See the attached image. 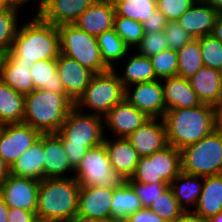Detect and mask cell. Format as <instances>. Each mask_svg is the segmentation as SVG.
<instances>
[{"instance_id":"obj_1","label":"cell","mask_w":222,"mask_h":222,"mask_svg":"<svg viewBox=\"0 0 222 222\" xmlns=\"http://www.w3.org/2000/svg\"><path fill=\"white\" fill-rule=\"evenodd\" d=\"M163 121L168 144L181 150L218 128V108L202 103L197 107L170 109L165 112Z\"/></svg>"},{"instance_id":"obj_2","label":"cell","mask_w":222,"mask_h":222,"mask_svg":"<svg viewBox=\"0 0 222 222\" xmlns=\"http://www.w3.org/2000/svg\"><path fill=\"white\" fill-rule=\"evenodd\" d=\"M22 25L7 54L14 63L34 64L39 60L58 58L60 43L57 26L42 21L37 15Z\"/></svg>"},{"instance_id":"obj_3","label":"cell","mask_w":222,"mask_h":222,"mask_svg":"<svg viewBox=\"0 0 222 222\" xmlns=\"http://www.w3.org/2000/svg\"><path fill=\"white\" fill-rule=\"evenodd\" d=\"M103 117L84 113L75 106L69 111L58 133L71 166L75 169L88 149L104 143Z\"/></svg>"},{"instance_id":"obj_4","label":"cell","mask_w":222,"mask_h":222,"mask_svg":"<svg viewBox=\"0 0 222 222\" xmlns=\"http://www.w3.org/2000/svg\"><path fill=\"white\" fill-rule=\"evenodd\" d=\"M80 186L74 177L40 181L36 217L51 222H73L77 217Z\"/></svg>"},{"instance_id":"obj_5","label":"cell","mask_w":222,"mask_h":222,"mask_svg":"<svg viewBox=\"0 0 222 222\" xmlns=\"http://www.w3.org/2000/svg\"><path fill=\"white\" fill-rule=\"evenodd\" d=\"M74 103L65 95L33 90L25 95L23 122L41 134L58 133Z\"/></svg>"},{"instance_id":"obj_6","label":"cell","mask_w":222,"mask_h":222,"mask_svg":"<svg viewBox=\"0 0 222 222\" xmlns=\"http://www.w3.org/2000/svg\"><path fill=\"white\" fill-rule=\"evenodd\" d=\"M181 171L196 176L222 174V132L217 128L197 143L180 150Z\"/></svg>"},{"instance_id":"obj_7","label":"cell","mask_w":222,"mask_h":222,"mask_svg":"<svg viewBox=\"0 0 222 222\" xmlns=\"http://www.w3.org/2000/svg\"><path fill=\"white\" fill-rule=\"evenodd\" d=\"M57 29L62 55L76 60L94 74L109 70L102 61L95 36L77 28L74 24L60 25Z\"/></svg>"},{"instance_id":"obj_8","label":"cell","mask_w":222,"mask_h":222,"mask_svg":"<svg viewBox=\"0 0 222 222\" xmlns=\"http://www.w3.org/2000/svg\"><path fill=\"white\" fill-rule=\"evenodd\" d=\"M124 97L125 89L114 67L108 71L94 74L74 106L78 110H83V107L90 108L91 111H95V115L104 117Z\"/></svg>"},{"instance_id":"obj_9","label":"cell","mask_w":222,"mask_h":222,"mask_svg":"<svg viewBox=\"0 0 222 222\" xmlns=\"http://www.w3.org/2000/svg\"><path fill=\"white\" fill-rule=\"evenodd\" d=\"M74 174L80 187L104 186L115 189L125 182L111 167L104 143L87 150L74 169Z\"/></svg>"},{"instance_id":"obj_10","label":"cell","mask_w":222,"mask_h":222,"mask_svg":"<svg viewBox=\"0 0 222 222\" xmlns=\"http://www.w3.org/2000/svg\"><path fill=\"white\" fill-rule=\"evenodd\" d=\"M41 133L22 123L4 124L0 128V156L11 167L18 157L30 148Z\"/></svg>"},{"instance_id":"obj_11","label":"cell","mask_w":222,"mask_h":222,"mask_svg":"<svg viewBox=\"0 0 222 222\" xmlns=\"http://www.w3.org/2000/svg\"><path fill=\"white\" fill-rule=\"evenodd\" d=\"M124 99L136 109L145 113L149 118L163 119L165 115L166 107L161 80L136 83L128 86L125 88Z\"/></svg>"},{"instance_id":"obj_12","label":"cell","mask_w":222,"mask_h":222,"mask_svg":"<svg viewBox=\"0 0 222 222\" xmlns=\"http://www.w3.org/2000/svg\"><path fill=\"white\" fill-rule=\"evenodd\" d=\"M40 181L10 174L0 185V197L12 208H21L36 214Z\"/></svg>"},{"instance_id":"obj_13","label":"cell","mask_w":222,"mask_h":222,"mask_svg":"<svg viewBox=\"0 0 222 222\" xmlns=\"http://www.w3.org/2000/svg\"><path fill=\"white\" fill-rule=\"evenodd\" d=\"M113 193L104 186L80 187L76 218L111 220Z\"/></svg>"},{"instance_id":"obj_14","label":"cell","mask_w":222,"mask_h":222,"mask_svg":"<svg viewBox=\"0 0 222 222\" xmlns=\"http://www.w3.org/2000/svg\"><path fill=\"white\" fill-rule=\"evenodd\" d=\"M160 121V122H158ZM126 139L136 150L139 157L150 156L168 145L166 126L163 119L150 118Z\"/></svg>"},{"instance_id":"obj_15","label":"cell","mask_w":222,"mask_h":222,"mask_svg":"<svg viewBox=\"0 0 222 222\" xmlns=\"http://www.w3.org/2000/svg\"><path fill=\"white\" fill-rule=\"evenodd\" d=\"M56 62L65 95L75 103L90 83L94 73L80 65L76 60L61 53Z\"/></svg>"},{"instance_id":"obj_16","label":"cell","mask_w":222,"mask_h":222,"mask_svg":"<svg viewBox=\"0 0 222 222\" xmlns=\"http://www.w3.org/2000/svg\"><path fill=\"white\" fill-rule=\"evenodd\" d=\"M115 15L116 9L113 0H95L73 24L97 37L114 28Z\"/></svg>"},{"instance_id":"obj_17","label":"cell","mask_w":222,"mask_h":222,"mask_svg":"<svg viewBox=\"0 0 222 222\" xmlns=\"http://www.w3.org/2000/svg\"><path fill=\"white\" fill-rule=\"evenodd\" d=\"M150 118L136 109L126 99L116 104L104 116V124L114 131L116 137H127Z\"/></svg>"},{"instance_id":"obj_18","label":"cell","mask_w":222,"mask_h":222,"mask_svg":"<svg viewBox=\"0 0 222 222\" xmlns=\"http://www.w3.org/2000/svg\"><path fill=\"white\" fill-rule=\"evenodd\" d=\"M95 0H44L37 16L44 22L60 26L73 24Z\"/></svg>"},{"instance_id":"obj_19","label":"cell","mask_w":222,"mask_h":222,"mask_svg":"<svg viewBox=\"0 0 222 222\" xmlns=\"http://www.w3.org/2000/svg\"><path fill=\"white\" fill-rule=\"evenodd\" d=\"M43 165L44 178H65L66 173L74 174L63 142L55 133L43 134Z\"/></svg>"},{"instance_id":"obj_20","label":"cell","mask_w":222,"mask_h":222,"mask_svg":"<svg viewBox=\"0 0 222 222\" xmlns=\"http://www.w3.org/2000/svg\"><path fill=\"white\" fill-rule=\"evenodd\" d=\"M219 13L205 1H196L177 20L180 26L194 39L211 35Z\"/></svg>"},{"instance_id":"obj_21","label":"cell","mask_w":222,"mask_h":222,"mask_svg":"<svg viewBox=\"0 0 222 222\" xmlns=\"http://www.w3.org/2000/svg\"><path fill=\"white\" fill-rule=\"evenodd\" d=\"M114 141V142H113ZM106 151L111 167L127 181L136 169L139 155L126 139V137H116L115 140H104Z\"/></svg>"},{"instance_id":"obj_22","label":"cell","mask_w":222,"mask_h":222,"mask_svg":"<svg viewBox=\"0 0 222 222\" xmlns=\"http://www.w3.org/2000/svg\"><path fill=\"white\" fill-rule=\"evenodd\" d=\"M193 91L201 103L217 108L222 105V80L220 71L203 66L194 76L189 78Z\"/></svg>"},{"instance_id":"obj_23","label":"cell","mask_w":222,"mask_h":222,"mask_svg":"<svg viewBox=\"0 0 222 222\" xmlns=\"http://www.w3.org/2000/svg\"><path fill=\"white\" fill-rule=\"evenodd\" d=\"M162 82H164L162 85L166 111L197 107L202 104L193 91L189 79L177 75L162 79Z\"/></svg>"},{"instance_id":"obj_24","label":"cell","mask_w":222,"mask_h":222,"mask_svg":"<svg viewBox=\"0 0 222 222\" xmlns=\"http://www.w3.org/2000/svg\"><path fill=\"white\" fill-rule=\"evenodd\" d=\"M10 174L39 181L44 179L43 134L11 165Z\"/></svg>"},{"instance_id":"obj_25","label":"cell","mask_w":222,"mask_h":222,"mask_svg":"<svg viewBox=\"0 0 222 222\" xmlns=\"http://www.w3.org/2000/svg\"><path fill=\"white\" fill-rule=\"evenodd\" d=\"M203 188L194 213L209 219L222 212V174L203 177Z\"/></svg>"},{"instance_id":"obj_26","label":"cell","mask_w":222,"mask_h":222,"mask_svg":"<svg viewBox=\"0 0 222 222\" xmlns=\"http://www.w3.org/2000/svg\"><path fill=\"white\" fill-rule=\"evenodd\" d=\"M203 176H196L181 171L174 179L169 187L173 190L174 196L184 211L194 210L203 188ZM188 208H187V207Z\"/></svg>"},{"instance_id":"obj_27","label":"cell","mask_w":222,"mask_h":222,"mask_svg":"<svg viewBox=\"0 0 222 222\" xmlns=\"http://www.w3.org/2000/svg\"><path fill=\"white\" fill-rule=\"evenodd\" d=\"M33 82V90L44 89L58 94H65L59 74L56 59L39 60L29 71Z\"/></svg>"},{"instance_id":"obj_28","label":"cell","mask_w":222,"mask_h":222,"mask_svg":"<svg viewBox=\"0 0 222 222\" xmlns=\"http://www.w3.org/2000/svg\"><path fill=\"white\" fill-rule=\"evenodd\" d=\"M141 208H143L141 200L127 181L114 189L111 202L112 221L124 222L130 214L135 213Z\"/></svg>"},{"instance_id":"obj_29","label":"cell","mask_w":222,"mask_h":222,"mask_svg":"<svg viewBox=\"0 0 222 222\" xmlns=\"http://www.w3.org/2000/svg\"><path fill=\"white\" fill-rule=\"evenodd\" d=\"M24 108L25 95L0 80V125L22 123Z\"/></svg>"},{"instance_id":"obj_30","label":"cell","mask_w":222,"mask_h":222,"mask_svg":"<svg viewBox=\"0 0 222 222\" xmlns=\"http://www.w3.org/2000/svg\"><path fill=\"white\" fill-rule=\"evenodd\" d=\"M126 57L128 62L125 63L123 74L118 76L124 89L136 83L158 80L150 57H145L137 52L135 55Z\"/></svg>"},{"instance_id":"obj_31","label":"cell","mask_w":222,"mask_h":222,"mask_svg":"<svg viewBox=\"0 0 222 222\" xmlns=\"http://www.w3.org/2000/svg\"><path fill=\"white\" fill-rule=\"evenodd\" d=\"M33 64L14 63L8 56L5 59L0 80L20 94L33 91V82L29 73Z\"/></svg>"},{"instance_id":"obj_32","label":"cell","mask_w":222,"mask_h":222,"mask_svg":"<svg viewBox=\"0 0 222 222\" xmlns=\"http://www.w3.org/2000/svg\"><path fill=\"white\" fill-rule=\"evenodd\" d=\"M96 38L102 61L109 69L114 68V63L123 60V58L125 60L127 54L130 53L131 49L114 29L103 32Z\"/></svg>"},{"instance_id":"obj_33","label":"cell","mask_w":222,"mask_h":222,"mask_svg":"<svg viewBox=\"0 0 222 222\" xmlns=\"http://www.w3.org/2000/svg\"><path fill=\"white\" fill-rule=\"evenodd\" d=\"M178 55V76L186 79L194 76L203 66L199 38L192 39L177 51Z\"/></svg>"},{"instance_id":"obj_34","label":"cell","mask_w":222,"mask_h":222,"mask_svg":"<svg viewBox=\"0 0 222 222\" xmlns=\"http://www.w3.org/2000/svg\"><path fill=\"white\" fill-rule=\"evenodd\" d=\"M156 168L157 179H163L170 185L181 172L180 150L168 144L162 150L156 151Z\"/></svg>"},{"instance_id":"obj_35","label":"cell","mask_w":222,"mask_h":222,"mask_svg":"<svg viewBox=\"0 0 222 222\" xmlns=\"http://www.w3.org/2000/svg\"><path fill=\"white\" fill-rule=\"evenodd\" d=\"M116 15L144 22L157 10L156 0H113Z\"/></svg>"},{"instance_id":"obj_36","label":"cell","mask_w":222,"mask_h":222,"mask_svg":"<svg viewBox=\"0 0 222 222\" xmlns=\"http://www.w3.org/2000/svg\"><path fill=\"white\" fill-rule=\"evenodd\" d=\"M18 8L7 6L0 9V49L9 51L18 31Z\"/></svg>"},{"instance_id":"obj_37","label":"cell","mask_w":222,"mask_h":222,"mask_svg":"<svg viewBox=\"0 0 222 222\" xmlns=\"http://www.w3.org/2000/svg\"><path fill=\"white\" fill-rule=\"evenodd\" d=\"M166 222H173L185 212L177 202L173 190L168 187L149 207Z\"/></svg>"},{"instance_id":"obj_38","label":"cell","mask_w":222,"mask_h":222,"mask_svg":"<svg viewBox=\"0 0 222 222\" xmlns=\"http://www.w3.org/2000/svg\"><path fill=\"white\" fill-rule=\"evenodd\" d=\"M113 29L130 49L136 47L144 35L142 23L123 16L115 15Z\"/></svg>"},{"instance_id":"obj_39","label":"cell","mask_w":222,"mask_h":222,"mask_svg":"<svg viewBox=\"0 0 222 222\" xmlns=\"http://www.w3.org/2000/svg\"><path fill=\"white\" fill-rule=\"evenodd\" d=\"M158 80L178 75V55L176 50L166 49L150 57Z\"/></svg>"},{"instance_id":"obj_40","label":"cell","mask_w":222,"mask_h":222,"mask_svg":"<svg viewBox=\"0 0 222 222\" xmlns=\"http://www.w3.org/2000/svg\"><path fill=\"white\" fill-rule=\"evenodd\" d=\"M204 66L220 71L222 68V44L212 35L199 38Z\"/></svg>"},{"instance_id":"obj_41","label":"cell","mask_w":222,"mask_h":222,"mask_svg":"<svg viewBox=\"0 0 222 222\" xmlns=\"http://www.w3.org/2000/svg\"><path fill=\"white\" fill-rule=\"evenodd\" d=\"M127 182L143 184L165 183L163 179H157L156 152L150 156L139 158L135 172Z\"/></svg>"},{"instance_id":"obj_42","label":"cell","mask_w":222,"mask_h":222,"mask_svg":"<svg viewBox=\"0 0 222 222\" xmlns=\"http://www.w3.org/2000/svg\"><path fill=\"white\" fill-rule=\"evenodd\" d=\"M137 53L151 57L168 49L164 31L144 33L142 40L136 46Z\"/></svg>"},{"instance_id":"obj_43","label":"cell","mask_w":222,"mask_h":222,"mask_svg":"<svg viewBox=\"0 0 222 222\" xmlns=\"http://www.w3.org/2000/svg\"><path fill=\"white\" fill-rule=\"evenodd\" d=\"M141 200L143 207H150L159 195H161L169 185L166 183L143 184L138 182H128Z\"/></svg>"},{"instance_id":"obj_44","label":"cell","mask_w":222,"mask_h":222,"mask_svg":"<svg viewBox=\"0 0 222 222\" xmlns=\"http://www.w3.org/2000/svg\"><path fill=\"white\" fill-rule=\"evenodd\" d=\"M196 1L195 0H156L157 10L167 21H177Z\"/></svg>"},{"instance_id":"obj_45","label":"cell","mask_w":222,"mask_h":222,"mask_svg":"<svg viewBox=\"0 0 222 222\" xmlns=\"http://www.w3.org/2000/svg\"><path fill=\"white\" fill-rule=\"evenodd\" d=\"M164 33L168 48L176 51L193 39L177 21H168Z\"/></svg>"},{"instance_id":"obj_46","label":"cell","mask_w":222,"mask_h":222,"mask_svg":"<svg viewBox=\"0 0 222 222\" xmlns=\"http://www.w3.org/2000/svg\"><path fill=\"white\" fill-rule=\"evenodd\" d=\"M167 22L168 21L165 15L162 12L156 10L154 13L150 15L148 19L142 22L143 32L149 33V32L164 31Z\"/></svg>"},{"instance_id":"obj_47","label":"cell","mask_w":222,"mask_h":222,"mask_svg":"<svg viewBox=\"0 0 222 222\" xmlns=\"http://www.w3.org/2000/svg\"><path fill=\"white\" fill-rule=\"evenodd\" d=\"M124 222H166L149 207H143L130 214Z\"/></svg>"},{"instance_id":"obj_48","label":"cell","mask_w":222,"mask_h":222,"mask_svg":"<svg viewBox=\"0 0 222 222\" xmlns=\"http://www.w3.org/2000/svg\"><path fill=\"white\" fill-rule=\"evenodd\" d=\"M35 217L32 211L9 207L8 222H32Z\"/></svg>"},{"instance_id":"obj_49","label":"cell","mask_w":222,"mask_h":222,"mask_svg":"<svg viewBox=\"0 0 222 222\" xmlns=\"http://www.w3.org/2000/svg\"><path fill=\"white\" fill-rule=\"evenodd\" d=\"M173 222H207V219L191 211H185L183 215Z\"/></svg>"},{"instance_id":"obj_50","label":"cell","mask_w":222,"mask_h":222,"mask_svg":"<svg viewBox=\"0 0 222 222\" xmlns=\"http://www.w3.org/2000/svg\"><path fill=\"white\" fill-rule=\"evenodd\" d=\"M211 35L222 44V13L217 15Z\"/></svg>"},{"instance_id":"obj_51","label":"cell","mask_w":222,"mask_h":222,"mask_svg":"<svg viewBox=\"0 0 222 222\" xmlns=\"http://www.w3.org/2000/svg\"><path fill=\"white\" fill-rule=\"evenodd\" d=\"M10 175V166L0 156V185Z\"/></svg>"},{"instance_id":"obj_52","label":"cell","mask_w":222,"mask_h":222,"mask_svg":"<svg viewBox=\"0 0 222 222\" xmlns=\"http://www.w3.org/2000/svg\"><path fill=\"white\" fill-rule=\"evenodd\" d=\"M6 1L8 3V6L20 9L22 5L24 6L25 4H27L31 0H6ZM43 2H44V0H39V2H38L39 3L38 4L39 7H38V10H37L38 12L36 14L39 13V11H40V9H41V7L43 5Z\"/></svg>"},{"instance_id":"obj_53","label":"cell","mask_w":222,"mask_h":222,"mask_svg":"<svg viewBox=\"0 0 222 222\" xmlns=\"http://www.w3.org/2000/svg\"><path fill=\"white\" fill-rule=\"evenodd\" d=\"M9 206L0 197V222H8Z\"/></svg>"},{"instance_id":"obj_54","label":"cell","mask_w":222,"mask_h":222,"mask_svg":"<svg viewBox=\"0 0 222 222\" xmlns=\"http://www.w3.org/2000/svg\"><path fill=\"white\" fill-rule=\"evenodd\" d=\"M218 13H222V0H206Z\"/></svg>"},{"instance_id":"obj_55","label":"cell","mask_w":222,"mask_h":222,"mask_svg":"<svg viewBox=\"0 0 222 222\" xmlns=\"http://www.w3.org/2000/svg\"><path fill=\"white\" fill-rule=\"evenodd\" d=\"M73 222H114V221H112V220H99V219L75 218Z\"/></svg>"},{"instance_id":"obj_56","label":"cell","mask_w":222,"mask_h":222,"mask_svg":"<svg viewBox=\"0 0 222 222\" xmlns=\"http://www.w3.org/2000/svg\"><path fill=\"white\" fill-rule=\"evenodd\" d=\"M7 54H8L7 51L0 49V76H1V72H2V69H3L4 62H5V59L7 57Z\"/></svg>"},{"instance_id":"obj_57","label":"cell","mask_w":222,"mask_h":222,"mask_svg":"<svg viewBox=\"0 0 222 222\" xmlns=\"http://www.w3.org/2000/svg\"><path fill=\"white\" fill-rule=\"evenodd\" d=\"M207 222H222V212L217 213L216 215L207 219Z\"/></svg>"},{"instance_id":"obj_58","label":"cell","mask_w":222,"mask_h":222,"mask_svg":"<svg viewBox=\"0 0 222 222\" xmlns=\"http://www.w3.org/2000/svg\"><path fill=\"white\" fill-rule=\"evenodd\" d=\"M218 129L222 132V115H218Z\"/></svg>"},{"instance_id":"obj_59","label":"cell","mask_w":222,"mask_h":222,"mask_svg":"<svg viewBox=\"0 0 222 222\" xmlns=\"http://www.w3.org/2000/svg\"><path fill=\"white\" fill-rule=\"evenodd\" d=\"M8 6V3L6 0H0V9L1 8H4V7H7Z\"/></svg>"},{"instance_id":"obj_60","label":"cell","mask_w":222,"mask_h":222,"mask_svg":"<svg viewBox=\"0 0 222 222\" xmlns=\"http://www.w3.org/2000/svg\"><path fill=\"white\" fill-rule=\"evenodd\" d=\"M32 222H51V221L35 217V219Z\"/></svg>"},{"instance_id":"obj_61","label":"cell","mask_w":222,"mask_h":222,"mask_svg":"<svg viewBox=\"0 0 222 222\" xmlns=\"http://www.w3.org/2000/svg\"><path fill=\"white\" fill-rule=\"evenodd\" d=\"M218 115H222V105L218 108Z\"/></svg>"},{"instance_id":"obj_62","label":"cell","mask_w":222,"mask_h":222,"mask_svg":"<svg viewBox=\"0 0 222 222\" xmlns=\"http://www.w3.org/2000/svg\"><path fill=\"white\" fill-rule=\"evenodd\" d=\"M220 76H221V80H222V68H221V70H220Z\"/></svg>"}]
</instances>
